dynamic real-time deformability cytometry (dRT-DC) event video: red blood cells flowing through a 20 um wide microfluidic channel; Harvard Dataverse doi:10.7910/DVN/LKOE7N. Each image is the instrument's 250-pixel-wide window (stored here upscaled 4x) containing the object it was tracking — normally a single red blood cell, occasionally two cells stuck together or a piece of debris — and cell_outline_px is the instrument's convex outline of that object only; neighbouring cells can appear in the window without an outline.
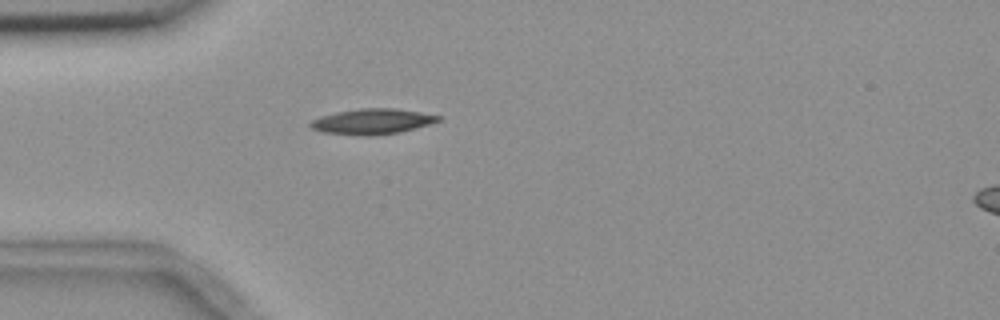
{"species": "common noctule bat (a hibernating species)", "species_latin": "Nyctalus noctula", "temperature_condition": "room temperature", "stored_images_in_passage": 3, "camera_frame_rate_fps": 3000, "um_per_image_px": 0.085, "animal": {"sex": "female", "body_mass_g": 18.4}, "frame": {"image": 1, "passage_image": 3, "time_ms": 3.0, "image_size_px": [1000, 320], "cell_outline_px": [[440, 120], [416, 128], [400, 132], [368, 136], [360, 136], [320, 132], [312, 128], [308, 124], [312, 120], [320, 116], [336, 112], [360, 108], [396, 108], [420, 112], [440, 116]], "centroid_in_image_um": [31.59, 10.33], "position_along_channel_um": 53.4, "area_um2": 19.02}}